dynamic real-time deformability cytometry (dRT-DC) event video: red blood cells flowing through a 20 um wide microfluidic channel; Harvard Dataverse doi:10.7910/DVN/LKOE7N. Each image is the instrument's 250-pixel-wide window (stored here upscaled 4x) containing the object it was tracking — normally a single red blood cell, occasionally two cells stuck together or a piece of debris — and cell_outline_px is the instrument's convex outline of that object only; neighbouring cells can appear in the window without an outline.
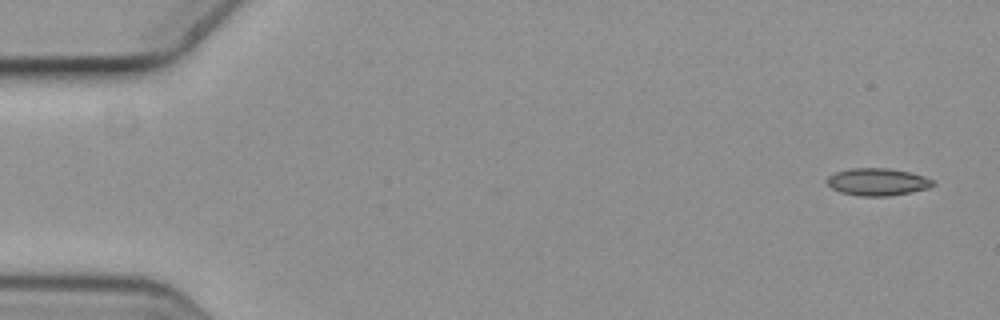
{"species": "common noctule bat (a hibernating species)", "species_latin": "Nyctalus noctula", "temperature_condition": "cold", "stored_images_in_passage": 6, "camera_frame_rate_fps": 3000, "um_per_image_px": 0.085, "animal": {"sex": "female", "body_mass_g": 19.3, "forearm_length_mm": 54.1}, "frame": {"image": 1, "passage_image": 1, "time_ms": 0.0, "image_size_px": [1000, 320], "cell_outline_px": [[936, 184], [928, 188], [912, 192], [888, 196], [860, 196], [840, 192], [832, 188], [828, 184], [828, 176], [836, 172], [852, 168], [888, 168], [908, 172], [924, 176], [932, 180]], "centroid_in_image_um": [74.6, 15.46], "position_along_channel_um": 10.4, "area_um2": 16.76}}
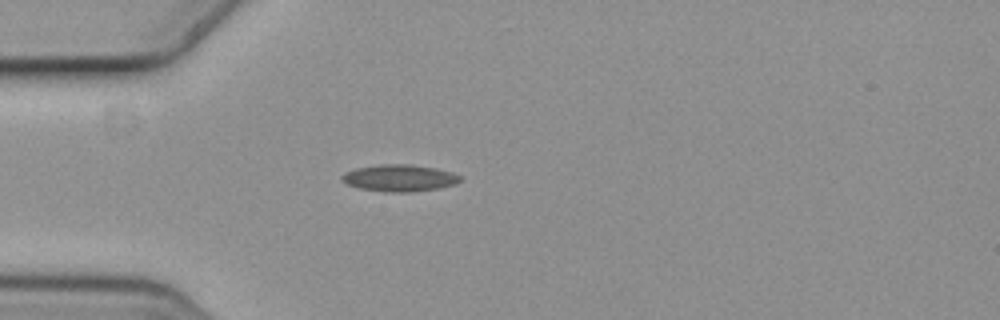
{"frame": {"image": 2, "passage_image": 5, "time_ms": 1.333, "image_size_px": [1000, 320], "cell_outline_px": [[460, 180], [456, 184], [436, 188], [408, 192], [388, 192], [360, 188], [348, 184], [340, 176], [344, 172], [356, 168], [380, 164], [412, 164], [436, 168], [452, 172], [460, 176]], "centroid_in_image_um": [33.95, 15.11], "position_along_channel_um": 51.0, "area_um2": 18.32}}